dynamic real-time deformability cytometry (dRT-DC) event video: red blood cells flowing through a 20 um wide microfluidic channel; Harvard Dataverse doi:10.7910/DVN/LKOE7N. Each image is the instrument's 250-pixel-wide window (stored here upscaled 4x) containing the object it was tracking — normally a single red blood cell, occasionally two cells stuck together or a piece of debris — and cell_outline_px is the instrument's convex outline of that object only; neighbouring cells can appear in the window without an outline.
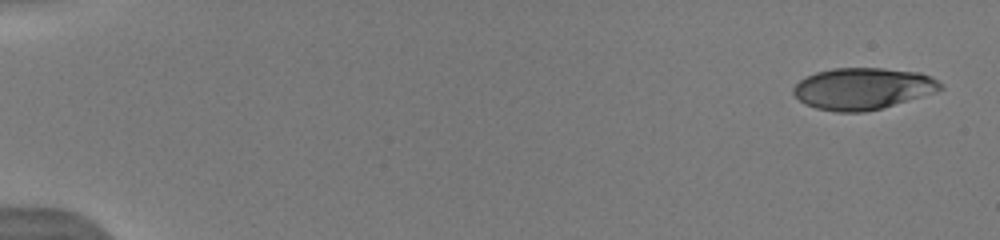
{"species": "human", "species_latin": "Homo sapiens", "temperature_condition": "warm", "stored_images_in_passage": 6, "camera_frame_rate_fps": 3000, "um_per_image_px": 0.085, "donor": {"sex": "male"}, "frame": {"image": 1, "passage_image": 1, "time_ms": 0.0, "image_size_px": [1000, 240], "cell_outline_px": [[944, 88], [936, 92], [880, 108], [864, 112], [836, 112], [816, 108], [804, 104], [792, 92], [792, 88], [800, 80], [816, 72], [832, 68], [884, 68], [920, 72], [932, 76], [944, 84]], "centroid_in_image_um": [73.36, 7.52], "position_along_channel_um": 11.6, "area_um2": 35.78}}
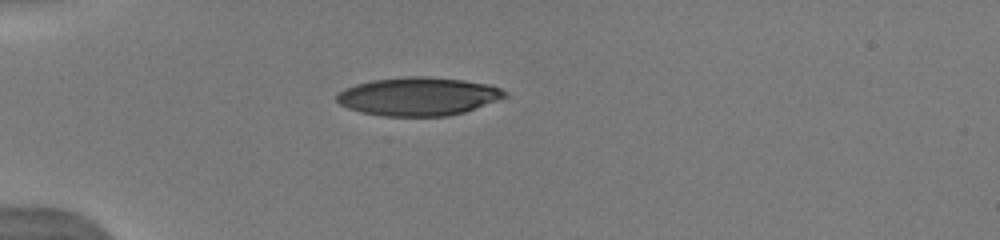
{"frame": {"image": 2, "passage_image": 5, "time_ms": 4.333, "image_size_px": [1000, 240], "cell_outline_px": [[508, 96], [464, 112], [448, 116], [384, 116], [360, 112], [348, 108], [340, 104], [336, 100], [336, 96], [344, 88], [356, 84], [372, 80], [404, 76], [428, 76], [464, 80], [488, 84], [500, 88], [508, 92]], "centroid_in_image_um": [35.55, 8.19], "position_along_channel_um": 49.5, "area_um2": 37.63}}